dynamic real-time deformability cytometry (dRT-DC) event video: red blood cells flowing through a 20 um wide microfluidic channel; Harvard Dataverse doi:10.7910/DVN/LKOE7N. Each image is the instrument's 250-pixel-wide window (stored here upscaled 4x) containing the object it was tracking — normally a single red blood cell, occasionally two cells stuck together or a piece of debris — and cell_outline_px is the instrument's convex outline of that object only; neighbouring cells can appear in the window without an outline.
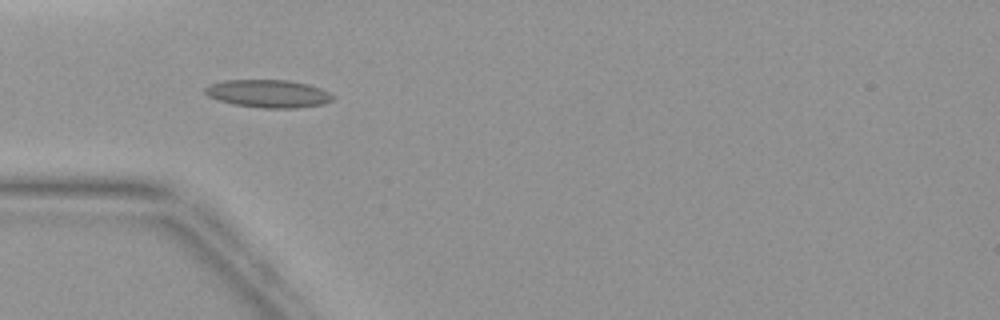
{"species": "common noctule bat (a hibernating species)", "species_latin": "Nyctalus noctula", "temperature_condition": "warm", "stored_images_in_passage": 4, "camera_frame_rate_fps": 3000, "um_per_image_px": 0.085, "animal": {"sex": "female", "body_mass_g": 19.9}, "frame": {"image": 1, "passage_image": 4, "time_ms": 3.333, "image_size_px": [1000, 320], "cell_outline_px": [[336, 96], [332, 100], [324, 104], [296, 108], [260, 108], [232, 104], [216, 100], [208, 96], [204, 92], [204, 88], [208, 84], [224, 80], [288, 80], [308, 84], [320, 88]], "centroid_in_image_um": [22.78, 7.96], "position_along_channel_um": 62.2, "area_um2": 20.98}}